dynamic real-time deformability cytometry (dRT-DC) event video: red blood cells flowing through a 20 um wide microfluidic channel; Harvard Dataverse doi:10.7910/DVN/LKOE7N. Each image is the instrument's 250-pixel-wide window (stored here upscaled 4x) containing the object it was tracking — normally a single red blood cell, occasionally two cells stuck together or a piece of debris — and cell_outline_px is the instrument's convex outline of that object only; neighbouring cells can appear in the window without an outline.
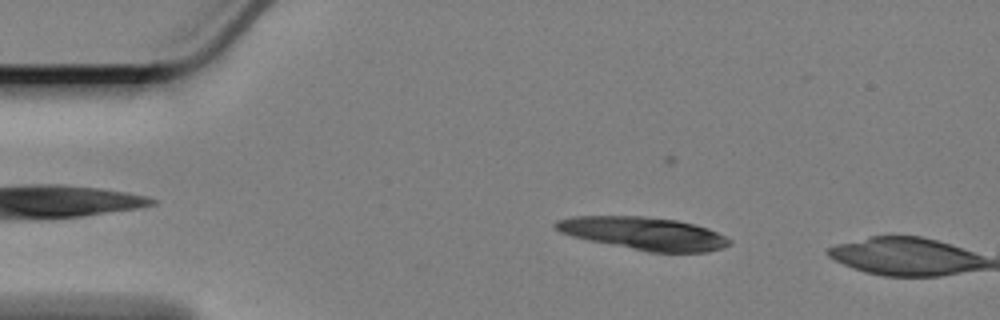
{"species": "Egyptian fruit bat (a non-hibernating species)", "species_latin": "Rousettus aegyptiacus", "temperature_condition": "cold", "stored_images_in_passage": 15, "camera_frame_rate_fps": 3000, "um_per_image_px": 0.085, "animal": {"sex": "female"}, "frame": {"image": 1, "passage_image": 9, "time_ms": 2.667, "image_size_px": [1000, 320], "cell_outline_px": [[732, 240], [728, 244], [720, 248], [704, 252], [648, 252], [572, 236], [560, 232], [552, 224], [556, 220], [576, 216], [644, 216], [676, 220], [696, 224], [708, 228]], "centroid_in_image_um": [54.71, 19.83], "position_along_channel_um": 30.3, "area_um2": 32.83}}